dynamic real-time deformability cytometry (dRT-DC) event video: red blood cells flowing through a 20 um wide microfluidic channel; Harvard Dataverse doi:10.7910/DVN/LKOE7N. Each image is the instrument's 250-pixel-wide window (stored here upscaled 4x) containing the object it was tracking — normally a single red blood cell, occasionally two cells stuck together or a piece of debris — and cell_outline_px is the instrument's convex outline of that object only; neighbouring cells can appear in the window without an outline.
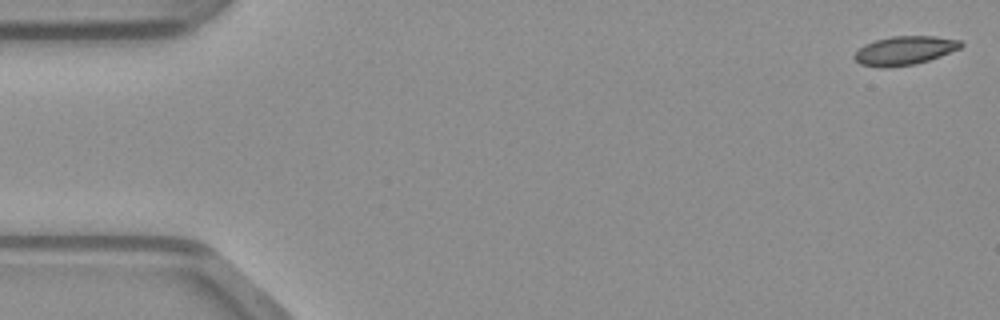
{"species": "common noctule bat (a hibernating species)", "species_latin": "Nyctalus noctula", "temperature_condition": "warm", "stored_images_in_passage": 17, "camera_frame_rate_fps": 3000, "um_per_image_px": 0.085, "animal": {"sex": "male", "body_mass_g": 23.1, "forearm_length_mm": 52.7}, "frame": {"image": 1, "passage_image": 1, "time_ms": 0.0, "image_size_px": [1000, 320], "cell_outline_px": [[964, 44], [960, 48], [940, 56], [916, 64], [888, 68], [880, 68], [860, 64], [852, 56], [864, 44], [876, 40], [892, 36], [936, 36], [960, 40]], "centroid_in_image_um": [76.88, 4.3], "position_along_channel_um": 8.1, "area_um2": 17.92}}
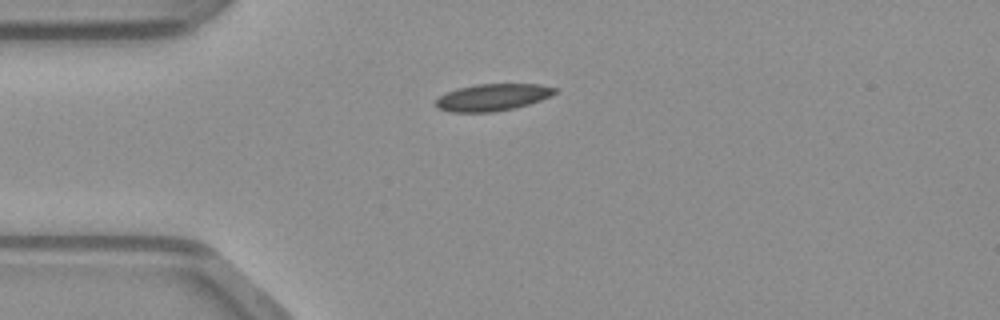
{"frame": {"image": 2, "passage_image": 12, "time_ms": 3.667, "image_size_px": [1000, 320], "cell_outline_px": [[556, 92], [540, 100], [516, 108], [496, 112], [448, 112], [436, 108], [436, 100], [440, 96], [456, 88], [476, 84], [540, 84], [556, 88]], "centroid_in_image_um": [41.83, 8.28], "position_along_channel_um": 43.2, "area_um2": 18.73}}